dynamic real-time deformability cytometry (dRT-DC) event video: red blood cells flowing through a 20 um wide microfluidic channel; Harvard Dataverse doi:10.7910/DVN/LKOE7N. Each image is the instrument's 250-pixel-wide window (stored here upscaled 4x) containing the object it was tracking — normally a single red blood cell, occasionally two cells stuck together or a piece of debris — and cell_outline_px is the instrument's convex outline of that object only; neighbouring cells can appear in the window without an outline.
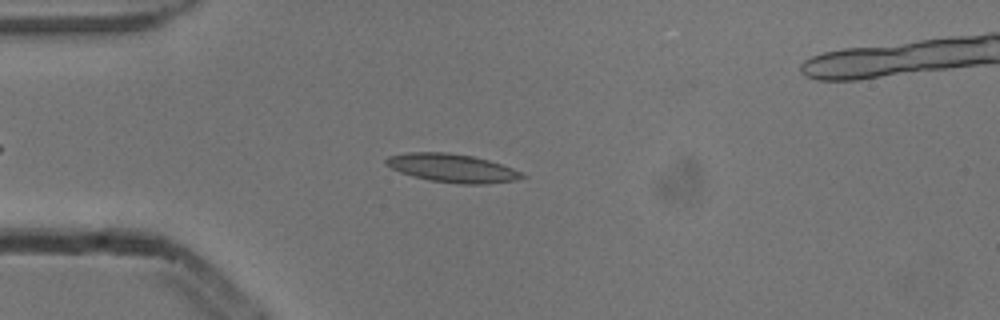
{"species": "common noctule bat (a hibernating species)", "species_latin": "Nyctalus noctula", "temperature_condition": "cold", "stored_images_in_passage": 40, "camera_frame_rate_fps": 3000, "um_per_image_px": 0.085, "animal": {"sex": "male", "body_mass_g": 13.3}, "frame": {"image": 1, "passage_image": 10, "time_ms": 3.0, "image_size_px": [1000, 320], "cell_outline_px": [[528, 176], [516, 180], [484, 184], [460, 184], [428, 180], [412, 176], [400, 172], [384, 164], [384, 160], [388, 156], [408, 152], [448, 152], [472, 156], [488, 160], [512, 168]], "centroid_in_image_um": [38.4, 14.28], "position_along_channel_um": 46.6, "area_um2": 22.54}}
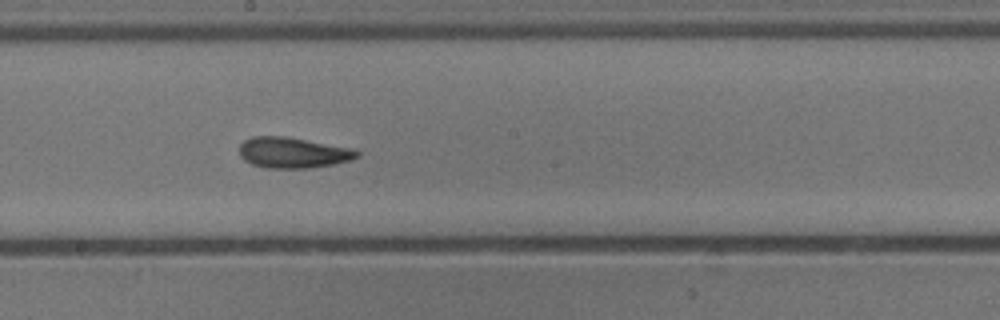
{"frame": {"image": 2, "passage_image": 25, "time_ms": 8.0, "image_size_px": [1000, 320], "cell_outline_px": [[360, 156], [352, 160], [332, 164], [308, 168], [264, 168], [252, 164], [244, 160], [240, 156], [240, 144], [244, 140], [252, 136], [284, 136], [352, 148], [360, 152]], "centroid_in_image_um": [24.89, 12.98], "position_along_channel_um": 223.3, "area_um2": 21.1}}
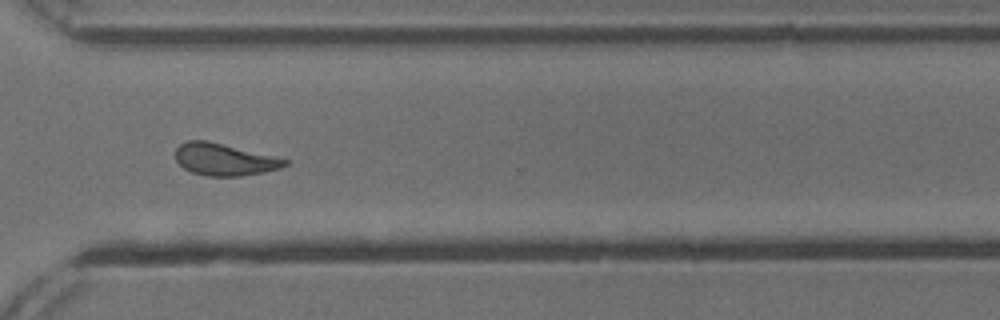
{"frame": {"image": 3, "passage_image": 35, "time_ms": 11.333, "image_size_px": [1000, 320], "cell_outline_px": [[288, 164], [280, 168], [264, 172], [240, 176], [208, 176], [192, 172], [184, 168], [176, 160], [176, 148], [180, 144], [188, 140], [208, 140], [288, 160]], "centroid_in_image_um": [19.04, 13.55], "position_along_channel_um": 351.6, "area_um2": 20.17}, "authors_computed_cell_mechanics": {"area_um2": 20.6635, "velocity_mm_per_s": 3.8527, "shape_relaxation_time_tau1_ms": 4.0982, "shape_relaxation_time_tau2_ms": 2.8368, "deformation_change_tau1": 0.1446, "deformation_change_tau2": 0.1053}}